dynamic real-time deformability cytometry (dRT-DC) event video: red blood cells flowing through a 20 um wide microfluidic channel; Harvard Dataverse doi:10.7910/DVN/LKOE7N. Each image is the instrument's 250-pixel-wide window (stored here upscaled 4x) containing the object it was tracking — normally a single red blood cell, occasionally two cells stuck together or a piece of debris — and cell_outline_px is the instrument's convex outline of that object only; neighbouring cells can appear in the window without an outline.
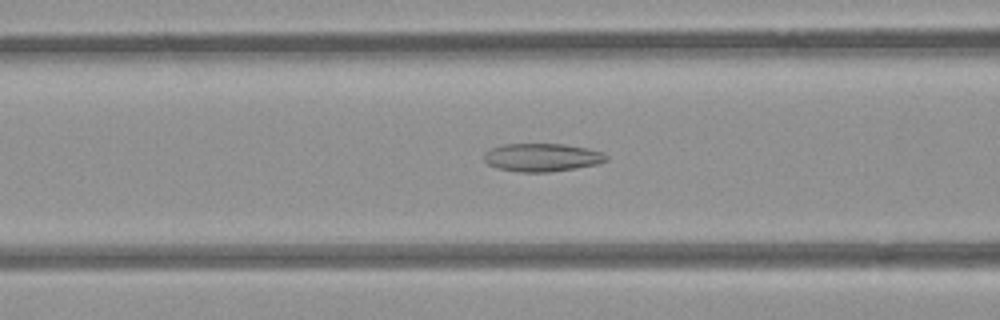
{"species": "common noctule bat (a hibernating species)", "species_latin": "Nyctalus noctula", "temperature_condition": "room temperature", "stored_images_in_passage": 51, "camera_frame_rate_fps": 3000, "um_per_image_px": 0.085, "animal": {"sex": "female", "body_mass_g": 21.9}, "frame": {"image": 1, "passage_image": 21, "time_ms": 6.667, "image_size_px": [1000, 320], "cell_outline_px": [[608, 160], [596, 164], [576, 168], [548, 172], [520, 172], [496, 168], [488, 164], [484, 160], [484, 152], [492, 148], [504, 144], [564, 144], [604, 152], [608, 156]], "centroid_in_image_um": [46.06, 13.38], "position_along_channel_um": 120.5, "area_um2": 20.0}}
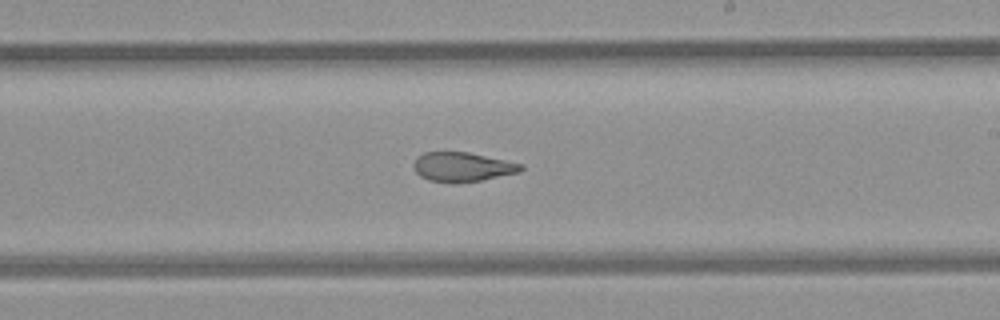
{"frame": {"image": 2, "passage_image": 31, "time_ms": 10.0, "image_size_px": [1000, 320], "cell_outline_px": [[524, 168], [520, 172], [480, 180], [452, 184], [428, 180], [420, 176], [416, 172], [412, 164], [416, 156], [424, 152], [468, 152], [524, 164]], "centroid_in_image_um": [39.27, 14.19], "position_along_channel_um": 249.7, "area_um2": 18.55}}
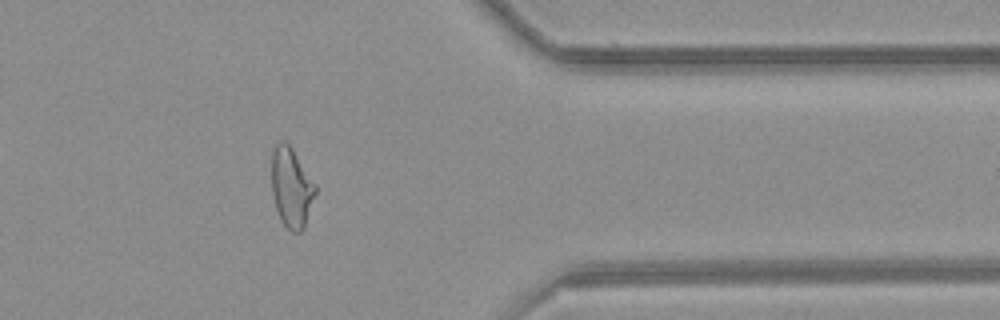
{"frame": {"image": 3, "passage_image": 43, "time_ms": 14.0, "image_size_px": [1000, 320], "cell_outline_px": [[316, 192], [304, 228], [300, 232], [292, 232], [280, 220], [276, 208], [272, 192], [272, 152], [276, 144], [280, 140], [284, 140], [292, 148], [316, 184]], "centroid_in_image_um": [24.77, 15.93], "position_along_channel_um": 386.6, "area_um2": 20.29}, "authors_computed_cell_mechanics": {"area_um2": 20.4034, "velocity_mm_per_s": 3.8659, "shape_relaxation_time_tau1_ms": null, "shape_relaxation_time_tau2_ms": 2.0186, "deformation_change_tau1": null, "deformation_change_tau2": 0.0925}}